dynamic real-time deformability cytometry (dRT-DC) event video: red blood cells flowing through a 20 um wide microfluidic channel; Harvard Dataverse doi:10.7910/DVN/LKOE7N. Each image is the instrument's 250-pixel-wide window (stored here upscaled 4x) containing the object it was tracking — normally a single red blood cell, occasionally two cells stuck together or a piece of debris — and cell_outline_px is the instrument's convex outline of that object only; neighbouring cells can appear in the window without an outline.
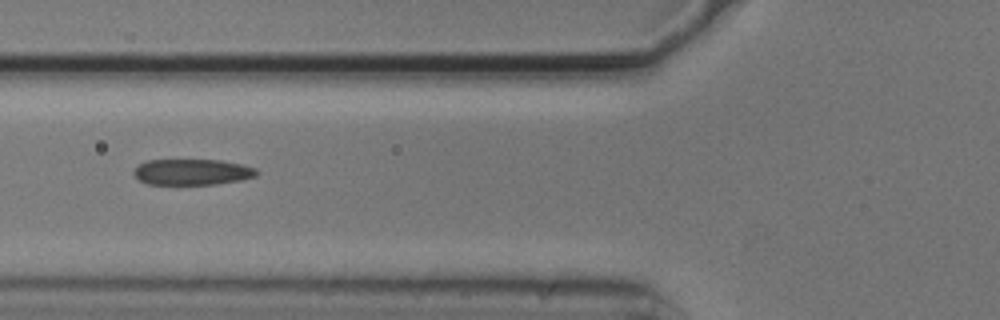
{"species": "common noctule bat (a hibernating species)", "species_latin": "Nyctalus noctula", "temperature_condition": "cold", "stored_images_in_passage": 5, "camera_frame_rate_fps": 3000, "um_per_image_px": 0.085, "animal": {"sex": "male", "body_mass_g": 20.5, "forearm_length_mm": 52.5}, "frame": {"image": 1, "passage_image": 4, "time_ms": 1.0, "image_size_px": [1000, 320], "cell_outline_px": [[260, 172], [256, 176], [244, 180], [216, 184], [148, 184], [140, 180], [132, 172], [140, 164], [148, 160], [220, 160], [244, 164], [256, 168]], "centroid_in_image_um": [16.41, 14.62], "position_along_channel_um": 109.4, "area_um2": 18.67}}
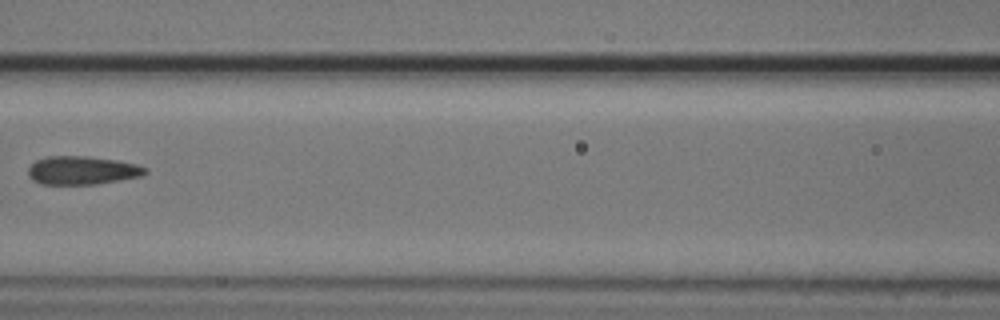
{"frame": {"image": 2, "passage_image": 5, "time_ms": 1.333, "image_size_px": [1000, 320], "cell_outline_px": [[148, 172], [140, 176], [120, 180], [96, 184], [40, 184], [32, 180], [28, 176], [28, 168], [36, 160], [48, 156], [88, 156], [116, 160], [136, 164], [148, 168]], "centroid_in_image_um": [6.97, 14.48], "position_along_channel_um": 159.6, "area_um2": 19.42}}